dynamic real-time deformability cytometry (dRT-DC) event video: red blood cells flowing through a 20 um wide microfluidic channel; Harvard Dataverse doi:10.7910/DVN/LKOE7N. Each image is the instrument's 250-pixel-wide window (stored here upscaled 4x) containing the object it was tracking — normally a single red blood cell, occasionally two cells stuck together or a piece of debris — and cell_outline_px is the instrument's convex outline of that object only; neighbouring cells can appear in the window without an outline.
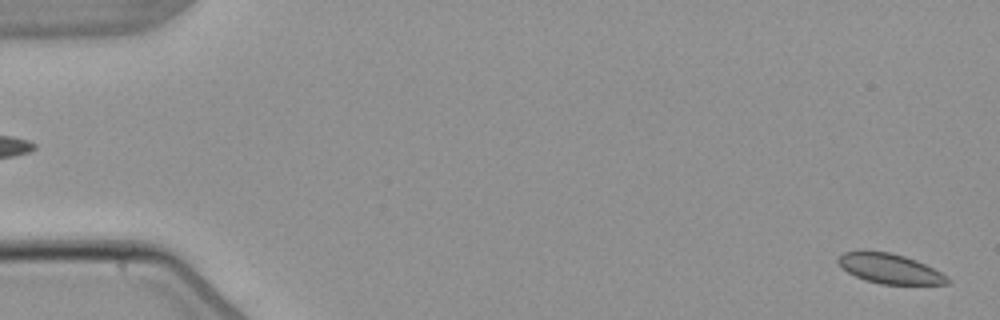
{"species": "common noctule bat (a hibernating species)", "species_latin": "Nyctalus noctula", "temperature_condition": "warm", "stored_images_in_passage": 4, "segment_of_instrument_passage": [2, 2], "camera_frame_rate_fps": 3000, "um_per_image_px": 0.085, "animal": {"sex": "male", "body_mass_g": 21.5, "forearm_length_mm": 52.0}, "frame": {"image": 1, "passage_image": 4, "time_ms": 4.0, "image_size_px": [1000, 320], "cell_outline_px": [[952, 280], [948, 284], [880, 284], [864, 280], [848, 272], [836, 260], [844, 252], [888, 252], [904, 256], [916, 260], [948, 276]], "centroid_in_image_um": [75.68, 22.86], "position_along_channel_um": 9.3, "area_um2": 18.61}}